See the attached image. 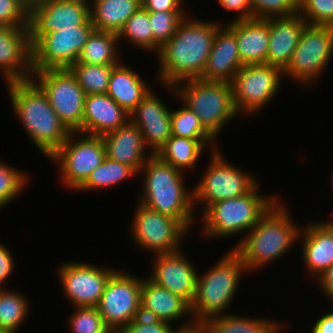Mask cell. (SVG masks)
<instances>
[{"mask_svg": "<svg viewBox=\"0 0 333 333\" xmlns=\"http://www.w3.org/2000/svg\"><path fill=\"white\" fill-rule=\"evenodd\" d=\"M194 17L187 15L156 55L159 64L156 80L162 86L202 77L217 29L223 22Z\"/></svg>", "mask_w": 333, "mask_h": 333, "instance_id": "cell-1", "label": "cell"}, {"mask_svg": "<svg viewBox=\"0 0 333 333\" xmlns=\"http://www.w3.org/2000/svg\"><path fill=\"white\" fill-rule=\"evenodd\" d=\"M281 199L231 247L240 256L249 274L260 272L268 264L279 261L298 243L302 225L292 219L290 210L286 208L287 203Z\"/></svg>", "mask_w": 333, "mask_h": 333, "instance_id": "cell-2", "label": "cell"}, {"mask_svg": "<svg viewBox=\"0 0 333 333\" xmlns=\"http://www.w3.org/2000/svg\"><path fill=\"white\" fill-rule=\"evenodd\" d=\"M13 113L37 150L50 158L71 131L53 110L46 93L31 78L5 83Z\"/></svg>", "mask_w": 333, "mask_h": 333, "instance_id": "cell-3", "label": "cell"}, {"mask_svg": "<svg viewBox=\"0 0 333 333\" xmlns=\"http://www.w3.org/2000/svg\"><path fill=\"white\" fill-rule=\"evenodd\" d=\"M184 174L156 154L151 155L138 172L143 185L137 202L177 219L192 232L196 221L193 188L186 187Z\"/></svg>", "mask_w": 333, "mask_h": 333, "instance_id": "cell-4", "label": "cell"}, {"mask_svg": "<svg viewBox=\"0 0 333 333\" xmlns=\"http://www.w3.org/2000/svg\"><path fill=\"white\" fill-rule=\"evenodd\" d=\"M217 260L208 270L198 271L196 294L190 304L194 322L228 314L236 294L238 296L242 276L248 275L240 256L232 248Z\"/></svg>", "mask_w": 333, "mask_h": 333, "instance_id": "cell-5", "label": "cell"}, {"mask_svg": "<svg viewBox=\"0 0 333 333\" xmlns=\"http://www.w3.org/2000/svg\"><path fill=\"white\" fill-rule=\"evenodd\" d=\"M259 183L246 195L225 199L210 205L200 216V235L210 240L243 237L280 198V194H260ZM260 191V192H259ZM244 233V234H243Z\"/></svg>", "mask_w": 333, "mask_h": 333, "instance_id": "cell-6", "label": "cell"}, {"mask_svg": "<svg viewBox=\"0 0 333 333\" xmlns=\"http://www.w3.org/2000/svg\"><path fill=\"white\" fill-rule=\"evenodd\" d=\"M164 87L179 103L195 113L203 128L216 141L223 128L228 126L226 124L240 116L234 105L231 83L191 79Z\"/></svg>", "mask_w": 333, "mask_h": 333, "instance_id": "cell-7", "label": "cell"}, {"mask_svg": "<svg viewBox=\"0 0 333 333\" xmlns=\"http://www.w3.org/2000/svg\"><path fill=\"white\" fill-rule=\"evenodd\" d=\"M223 154L220 148L210 152L206 170L201 173L199 183L192 187L195 213L198 204L202 205V214L215 202L246 195L259 184L252 172L236 167Z\"/></svg>", "mask_w": 333, "mask_h": 333, "instance_id": "cell-8", "label": "cell"}, {"mask_svg": "<svg viewBox=\"0 0 333 333\" xmlns=\"http://www.w3.org/2000/svg\"><path fill=\"white\" fill-rule=\"evenodd\" d=\"M332 58L333 27L307 24L290 63L283 70L284 78L308 88L321 78Z\"/></svg>", "mask_w": 333, "mask_h": 333, "instance_id": "cell-9", "label": "cell"}, {"mask_svg": "<svg viewBox=\"0 0 333 333\" xmlns=\"http://www.w3.org/2000/svg\"><path fill=\"white\" fill-rule=\"evenodd\" d=\"M105 157L106 149L102 136L71 132L48 160L57 164L62 186L76 192Z\"/></svg>", "mask_w": 333, "mask_h": 333, "instance_id": "cell-10", "label": "cell"}, {"mask_svg": "<svg viewBox=\"0 0 333 333\" xmlns=\"http://www.w3.org/2000/svg\"><path fill=\"white\" fill-rule=\"evenodd\" d=\"M283 78V70L273 65H243L231 82L237 113L242 117H255L263 111L279 93Z\"/></svg>", "mask_w": 333, "mask_h": 333, "instance_id": "cell-11", "label": "cell"}, {"mask_svg": "<svg viewBox=\"0 0 333 333\" xmlns=\"http://www.w3.org/2000/svg\"><path fill=\"white\" fill-rule=\"evenodd\" d=\"M134 210L130 234L140 250L155 256L174 253L183 248L182 242L189 231L177 219L154 211L140 202Z\"/></svg>", "mask_w": 333, "mask_h": 333, "instance_id": "cell-12", "label": "cell"}, {"mask_svg": "<svg viewBox=\"0 0 333 333\" xmlns=\"http://www.w3.org/2000/svg\"><path fill=\"white\" fill-rule=\"evenodd\" d=\"M32 79L46 93L49 103L71 132L82 129L86 93L68 68L33 71Z\"/></svg>", "mask_w": 333, "mask_h": 333, "instance_id": "cell-13", "label": "cell"}, {"mask_svg": "<svg viewBox=\"0 0 333 333\" xmlns=\"http://www.w3.org/2000/svg\"><path fill=\"white\" fill-rule=\"evenodd\" d=\"M142 278L117 269L108 279L96 308L113 333L141 315Z\"/></svg>", "mask_w": 333, "mask_h": 333, "instance_id": "cell-14", "label": "cell"}, {"mask_svg": "<svg viewBox=\"0 0 333 333\" xmlns=\"http://www.w3.org/2000/svg\"><path fill=\"white\" fill-rule=\"evenodd\" d=\"M95 30L89 18L83 25L43 35L32 47V71L69 68L77 62Z\"/></svg>", "mask_w": 333, "mask_h": 333, "instance_id": "cell-15", "label": "cell"}, {"mask_svg": "<svg viewBox=\"0 0 333 333\" xmlns=\"http://www.w3.org/2000/svg\"><path fill=\"white\" fill-rule=\"evenodd\" d=\"M56 275L72 307H96L110 276L117 268L98 266L81 261H68L59 265Z\"/></svg>", "mask_w": 333, "mask_h": 333, "instance_id": "cell-16", "label": "cell"}, {"mask_svg": "<svg viewBox=\"0 0 333 333\" xmlns=\"http://www.w3.org/2000/svg\"><path fill=\"white\" fill-rule=\"evenodd\" d=\"M90 18V3L82 0H36L30 3L31 47L45 34L83 25Z\"/></svg>", "mask_w": 333, "mask_h": 333, "instance_id": "cell-17", "label": "cell"}, {"mask_svg": "<svg viewBox=\"0 0 333 333\" xmlns=\"http://www.w3.org/2000/svg\"><path fill=\"white\" fill-rule=\"evenodd\" d=\"M186 256L183 248L174 253L152 256L151 274L148 277L191 304L196 294L198 271Z\"/></svg>", "mask_w": 333, "mask_h": 333, "instance_id": "cell-18", "label": "cell"}, {"mask_svg": "<svg viewBox=\"0 0 333 333\" xmlns=\"http://www.w3.org/2000/svg\"><path fill=\"white\" fill-rule=\"evenodd\" d=\"M154 91L151 89L129 114V121L140 129L147 148L156 154L172 132L171 108Z\"/></svg>", "mask_w": 333, "mask_h": 333, "instance_id": "cell-19", "label": "cell"}, {"mask_svg": "<svg viewBox=\"0 0 333 333\" xmlns=\"http://www.w3.org/2000/svg\"><path fill=\"white\" fill-rule=\"evenodd\" d=\"M0 73L5 83L32 78L29 27H0Z\"/></svg>", "mask_w": 333, "mask_h": 333, "instance_id": "cell-20", "label": "cell"}, {"mask_svg": "<svg viewBox=\"0 0 333 333\" xmlns=\"http://www.w3.org/2000/svg\"><path fill=\"white\" fill-rule=\"evenodd\" d=\"M146 277H142L141 316L166 321L172 325H175L173 322H181L184 319L183 323L181 322V325H177V327L187 326L194 322L190 304L184 298L156 284L148 276Z\"/></svg>", "mask_w": 333, "mask_h": 333, "instance_id": "cell-21", "label": "cell"}, {"mask_svg": "<svg viewBox=\"0 0 333 333\" xmlns=\"http://www.w3.org/2000/svg\"><path fill=\"white\" fill-rule=\"evenodd\" d=\"M298 243L304 268L314 279L333 265V225L325 220L308 222L300 230Z\"/></svg>", "mask_w": 333, "mask_h": 333, "instance_id": "cell-22", "label": "cell"}, {"mask_svg": "<svg viewBox=\"0 0 333 333\" xmlns=\"http://www.w3.org/2000/svg\"><path fill=\"white\" fill-rule=\"evenodd\" d=\"M243 66L235 34L222 24L213 41L200 80L231 83L235 73Z\"/></svg>", "mask_w": 333, "mask_h": 333, "instance_id": "cell-23", "label": "cell"}, {"mask_svg": "<svg viewBox=\"0 0 333 333\" xmlns=\"http://www.w3.org/2000/svg\"><path fill=\"white\" fill-rule=\"evenodd\" d=\"M106 157L132 167L137 173L153 153L147 148L140 129L128 121L102 135ZM149 151V152H148Z\"/></svg>", "mask_w": 333, "mask_h": 333, "instance_id": "cell-24", "label": "cell"}, {"mask_svg": "<svg viewBox=\"0 0 333 333\" xmlns=\"http://www.w3.org/2000/svg\"><path fill=\"white\" fill-rule=\"evenodd\" d=\"M306 25V21L299 14L291 17L269 18L266 64L284 70L290 63Z\"/></svg>", "mask_w": 333, "mask_h": 333, "instance_id": "cell-25", "label": "cell"}, {"mask_svg": "<svg viewBox=\"0 0 333 333\" xmlns=\"http://www.w3.org/2000/svg\"><path fill=\"white\" fill-rule=\"evenodd\" d=\"M129 121V114L107 94H88L85 98L80 133L102 136Z\"/></svg>", "mask_w": 333, "mask_h": 333, "instance_id": "cell-26", "label": "cell"}, {"mask_svg": "<svg viewBox=\"0 0 333 333\" xmlns=\"http://www.w3.org/2000/svg\"><path fill=\"white\" fill-rule=\"evenodd\" d=\"M225 25L235 34L243 65L266 63L269 45V18L228 21Z\"/></svg>", "mask_w": 333, "mask_h": 333, "instance_id": "cell-27", "label": "cell"}, {"mask_svg": "<svg viewBox=\"0 0 333 333\" xmlns=\"http://www.w3.org/2000/svg\"><path fill=\"white\" fill-rule=\"evenodd\" d=\"M152 88L139 72L121 62L112 70L106 94L130 114Z\"/></svg>", "mask_w": 333, "mask_h": 333, "instance_id": "cell-28", "label": "cell"}, {"mask_svg": "<svg viewBox=\"0 0 333 333\" xmlns=\"http://www.w3.org/2000/svg\"><path fill=\"white\" fill-rule=\"evenodd\" d=\"M217 143L216 140H196L171 135L156 155L183 172L189 169L188 173L191 174L199 167L197 163L204 153L220 148Z\"/></svg>", "mask_w": 333, "mask_h": 333, "instance_id": "cell-29", "label": "cell"}, {"mask_svg": "<svg viewBox=\"0 0 333 333\" xmlns=\"http://www.w3.org/2000/svg\"><path fill=\"white\" fill-rule=\"evenodd\" d=\"M289 322L282 323L269 317L239 316L232 312L217 315L205 321L211 333H284Z\"/></svg>", "mask_w": 333, "mask_h": 333, "instance_id": "cell-30", "label": "cell"}, {"mask_svg": "<svg viewBox=\"0 0 333 333\" xmlns=\"http://www.w3.org/2000/svg\"><path fill=\"white\" fill-rule=\"evenodd\" d=\"M140 7L141 0H94L90 3V19L95 30L118 34Z\"/></svg>", "mask_w": 333, "mask_h": 333, "instance_id": "cell-31", "label": "cell"}, {"mask_svg": "<svg viewBox=\"0 0 333 333\" xmlns=\"http://www.w3.org/2000/svg\"><path fill=\"white\" fill-rule=\"evenodd\" d=\"M118 44L120 45L118 34L94 30L86 41L76 63L117 65L121 62Z\"/></svg>", "mask_w": 333, "mask_h": 333, "instance_id": "cell-32", "label": "cell"}, {"mask_svg": "<svg viewBox=\"0 0 333 333\" xmlns=\"http://www.w3.org/2000/svg\"><path fill=\"white\" fill-rule=\"evenodd\" d=\"M135 176H138V173L132 167L105 157L76 191H109V188L114 189L115 186Z\"/></svg>", "mask_w": 333, "mask_h": 333, "instance_id": "cell-33", "label": "cell"}, {"mask_svg": "<svg viewBox=\"0 0 333 333\" xmlns=\"http://www.w3.org/2000/svg\"><path fill=\"white\" fill-rule=\"evenodd\" d=\"M0 288V328L18 333L30 315V300L24 293Z\"/></svg>", "mask_w": 333, "mask_h": 333, "instance_id": "cell-34", "label": "cell"}, {"mask_svg": "<svg viewBox=\"0 0 333 333\" xmlns=\"http://www.w3.org/2000/svg\"><path fill=\"white\" fill-rule=\"evenodd\" d=\"M122 39L129 44L131 43L136 50L153 54V33L149 23L148 11L140 7L130 16L118 33L119 43H123Z\"/></svg>", "mask_w": 333, "mask_h": 333, "instance_id": "cell-35", "label": "cell"}, {"mask_svg": "<svg viewBox=\"0 0 333 333\" xmlns=\"http://www.w3.org/2000/svg\"><path fill=\"white\" fill-rule=\"evenodd\" d=\"M114 66L74 63L68 69L75 76L86 95L106 94Z\"/></svg>", "mask_w": 333, "mask_h": 333, "instance_id": "cell-36", "label": "cell"}, {"mask_svg": "<svg viewBox=\"0 0 333 333\" xmlns=\"http://www.w3.org/2000/svg\"><path fill=\"white\" fill-rule=\"evenodd\" d=\"M30 174L0 160V209L20 197L31 179Z\"/></svg>", "mask_w": 333, "mask_h": 333, "instance_id": "cell-37", "label": "cell"}, {"mask_svg": "<svg viewBox=\"0 0 333 333\" xmlns=\"http://www.w3.org/2000/svg\"><path fill=\"white\" fill-rule=\"evenodd\" d=\"M153 33V52L157 55L160 48L176 33L180 22L189 12H148Z\"/></svg>", "mask_w": 333, "mask_h": 333, "instance_id": "cell-38", "label": "cell"}, {"mask_svg": "<svg viewBox=\"0 0 333 333\" xmlns=\"http://www.w3.org/2000/svg\"><path fill=\"white\" fill-rule=\"evenodd\" d=\"M182 108L171 110V132L173 136L196 140H215L201 125L199 118L181 103Z\"/></svg>", "mask_w": 333, "mask_h": 333, "instance_id": "cell-39", "label": "cell"}, {"mask_svg": "<svg viewBox=\"0 0 333 333\" xmlns=\"http://www.w3.org/2000/svg\"><path fill=\"white\" fill-rule=\"evenodd\" d=\"M66 321L71 333H113L96 307H74Z\"/></svg>", "mask_w": 333, "mask_h": 333, "instance_id": "cell-40", "label": "cell"}, {"mask_svg": "<svg viewBox=\"0 0 333 333\" xmlns=\"http://www.w3.org/2000/svg\"><path fill=\"white\" fill-rule=\"evenodd\" d=\"M298 14L309 25L333 27V0H298Z\"/></svg>", "mask_w": 333, "mask_h": 333, "instance_id": "cell-41", "label": "cell"}, {"mask_svg": "<svg viewBox=\"0 0 333 333\" xmlns=\"http://www.w3.org/2000/svg\"><path fill=\"white\" fill-rule=\"evenodd\" d=\"M253 18L291 17L298 14V0H250Z\"/></svg>", "mask_w": 333, "mask_h": 333, "instance_id": "cell-42", "label": "cell"}, {"mask_svg": "<svg viewBox=\"0 0 333 333\" xmlns=\"http://www.w3.org/2000/svg\"><path fill=\"white\" fill-rule=\"evenodd\" d=\"M28 0H0V27H29Z\"/></svg>", "mask_w": 333, "mask_h": 333, "instance_id": "cell-43", "label": "cell"}, {"mask_svg": "<svg viewBox=\"0 0 333 333\" xmlns=\"http://www.w3.org/2000/svg\"><path fill=\"white\" fill-rule=\"evenodd\" d=\"M174 328L169 322L140 315L127 324L120 333H173Z\"/></svg>", "mask_w": 333, "mask_h": 333, "instance_id": "cell-44", "label": "cell"}, {"mask_svg": "<svg viewBox=\"0 0 333 333\" xmlns=\"http://www.w3.org/2000/svg\"><path fill=\"white\" fill-rule=\"evenodd\" d=\"M227 12L235 13L233 20L239 21L253 18L250 0H216Z\"/></svg>", "mask_w": 333, "mask_h": 333, "instance_id": "cell-45", "label": "cell"}, {"mask_svg": "<svg viewBox=\"0 0 333 333\" xmlns=\"http://www.w3.org/2000/svg\"><path fill=\"white\" fill-rule=\"evenodd\" d=\"M183 3L184 0H141V7L148 12H187Z\"/></svg>", "mask_w": 333, "mask_h": 333, "instance_id": "cell-46", "label": "cell"}, {"mask_svg": "<svg viewBox=\"0 0 333 333\" xmlns=\"http://www.w3.org/2000/svg\"><path fill=\"white\" fill-rule=\"evenodd\" d=\"M14 255L11 250L2 242L0 243V288L5 286L4 283H7V280L11 278L14 273Z\"/></svg>", "mask_w": 333, "mask_h": 333, "instance_id": "cell-47", "label": "cell"}, {"mask_svg": "<svg viewBox=\"0 0 333 333\" xmlns=\"http://www.w3.org/2000/svg\"><path fill=\"white\" fill-rule=\"evenodd\" d=\"M314 280H316L318 289L322 290L325 297H327L330 302L333 304V265L328 269L324 270L319 276H317ZM332 300V301H331Z\"/></svg>", "mask_w": 333, "mask_h": 333, "instance_id": "cell-48", "label": "cell"}, {"mask_svg": "<svg viewBox=\"0 0 333 333\" xmlns=\"http://www.w3.org/2000/svg\"><path fill=\"white\" fill-rule=\"evenodd\" d=\"M331 306L333 308V305ZM313 324L309 333H333V309L319 315Z\"/></svg>", "mask_w": 333, "mask_h": 333, "instance_id": "cell-49", "label": "cell"}, {"mask_svg": "<svg viewBox=\"0 0 333 333\" xmlns=\"http://www.w3.org/2000/svg\"><path fill=\"white\" fill-rule=\"evenodd\" d=\"M173 333H211L205 322H193L187 326L174 328Z\"/></svg>", "mask_w": 333, "mask_h": 333, "instance_id": "cell-50", "label": "cell"}, {"mask_svg": "<svg viewBox=\"0 0 333 333\" xmlns=\"http://www.w3.org/2000/svg\"><path fill=\"white\" fill-rule=\"evenodd\" d=\"M0 333H16V332H14V331H10V330H8V329H1V328H0Z\"/></svg>", "mask_w": 333, "mask_h": 333, "instance_id": "cell-51", "label": "cell"}, {"mask_svg": "<svg viewBox=\"0 0 333 333\" xmlns=\"http://www.w3.org/2000/svg\"><path fill=\"white\" fill-rule=\"evenodd\" d=\"M331 178H330V182L331 183H329L330 185H331V190H332V192H333V173H331Z\"/></svg>", "mask_w": 333, "mask_h": 333, "instance_id": "cell-52", "label": "cell"}, {"mask_svg": "<svg viewBox=\"0 0 333 333\" xmlns=\"http://www.w3.org/2000/svg\"><path fill=\"white\" fill-rule=\"evenodd\" d=\"M325 222L328 223V224H330V225H333V218L331 220L327 219V221H325Z\"/></svg>", "mask_w": 333, "mask_h": 333, "instance_id": "cell-53", "label": "cell"}, {"mask_svg": "<svg viewBox=\"0 0 333 333\" xmlns=\"http://www.w3.org/2000/svg\"><path fill=\"white\" fill-rule=\"evenodd\" d=\"M82 1H86V2H88V3H91V2L94 1V0H82Z\"/></svg>", "mask_w": 333, "mask_h": 333, "instance_id": "cell-54", "label": "cell"}]
</instances>
